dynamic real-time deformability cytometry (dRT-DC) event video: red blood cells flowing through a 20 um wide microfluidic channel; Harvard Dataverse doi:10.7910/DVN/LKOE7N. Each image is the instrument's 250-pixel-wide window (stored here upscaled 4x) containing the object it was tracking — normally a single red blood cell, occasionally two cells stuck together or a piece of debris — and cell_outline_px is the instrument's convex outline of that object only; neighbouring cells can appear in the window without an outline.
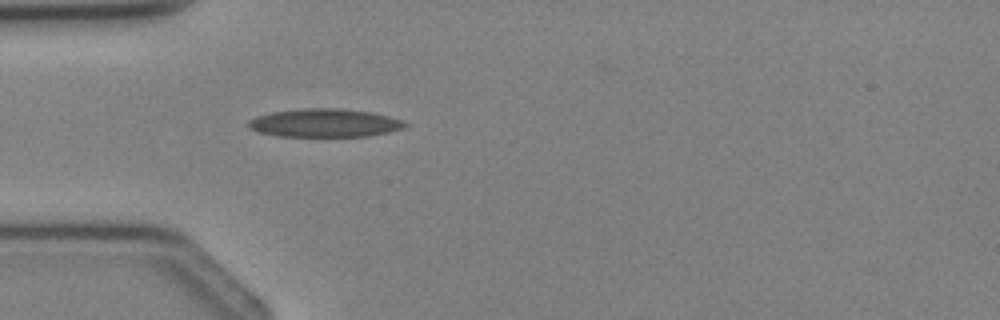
{"species": "Egyptian fruit bat (a non-hibernating species)", "species_latin": "Rousettus aegyptiacus", "temperature_condition": "cold", "stored_images_in_passage": 1, "camera_frame_rate_fps": 3000, "um_per_image_px": 0.085, "animal": {"sex": "female"}, "frame": {"image": 1, "passage_image": 1, "time_ms": 0.0, "image_size_px": [1000, 320], "cell_outline_px": [[408, 124], [404, 128], [388, 132], [368, 136], [276, 136], [260, 132], [248, 128], [248, 120], [256, 116], [272, 112], [300, 108], [344, 108], [372, 112], [404, 120]], "centroid_in_image_um": [27.6, 10.44], "position_along_channel_um": 57.4, "area_um2": 26.01}}